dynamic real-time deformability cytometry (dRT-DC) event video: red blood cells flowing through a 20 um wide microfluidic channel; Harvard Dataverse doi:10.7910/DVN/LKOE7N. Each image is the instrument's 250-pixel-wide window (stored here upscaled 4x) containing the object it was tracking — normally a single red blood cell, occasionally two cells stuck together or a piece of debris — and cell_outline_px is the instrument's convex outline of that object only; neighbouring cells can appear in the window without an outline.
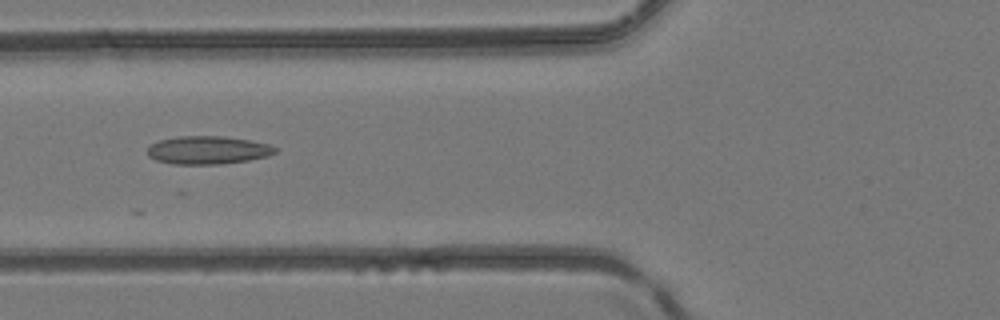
{"species": "common noctule bat (a hibernating species)", "species_latin": "Nyctalus noctula", "temperature_condition": "room temperature", "stored_images_in_passage": 4, "camera_frame_rate_fps": 3000, "um_per_image_px": 0.085, "animal": {"sex": "female", "body_mass_g": 24.6, "forearm_length_mm": 56.2}, "frame": {"image": 1, "passage_image": 4, "time_ms": 1.0, "image_size_px": [1000, 320], "cell_outline_px": [[280, 148], [276, 152], [268, 156], [248, 160], [220, 164], [172, 164], [156, 160], [148, 156], [148, 148], [152, 144], [160, 140], [180, 136], [224, 136], [248, 140], [268, 144]], "centroid_in_image_um": [17.69, 12.76], "position_along_channel_um": 108.1, "area_um2": 20.87}}